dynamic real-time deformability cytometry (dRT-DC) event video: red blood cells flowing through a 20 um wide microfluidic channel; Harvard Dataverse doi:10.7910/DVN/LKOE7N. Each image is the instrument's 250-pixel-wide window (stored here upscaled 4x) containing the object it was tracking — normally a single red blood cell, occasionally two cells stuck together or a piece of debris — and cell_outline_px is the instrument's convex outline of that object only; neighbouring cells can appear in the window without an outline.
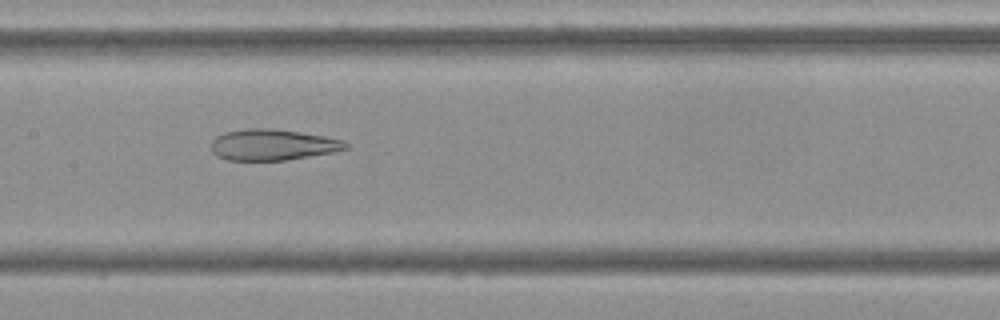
{"species": "Egyptian fruit bat (a non-hibernating species)", "species_latin": "Rousettus aegyptiacus", "temperature_condition": "cold", "stored_images_in_passage": 54, "camera_frame_rate_fps": 3000, "um_per_image_px": 0.085, "frame": {"image": 1, "passage_image": 26, "time_ms": 8.333, "image_size_px": [1000, 320], "cell_outline_px": [[348, 148], [332, 152], [284, 160], [228, 160], [216, 156], [212, 152], [212, 140], [216, 136], [224, 132], [248, 128], [272, 128], [324, 136], [344, 140], [348, 144]], "centroid_in_image_um": [23.14, 12.3], "position_along_channel_um": 184.3, "area_um2": 24.22}}
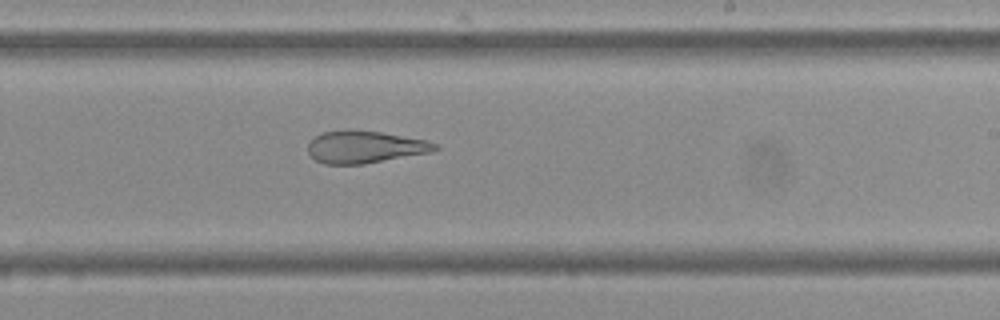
{"frame": {"image": 2, "passage_image": 32, "time_ms": 10.333, "image_size_px": [1000, 320], "cell_outline_px": [[440, 148], [428, 152], [364, 164], [324, 164], [316, 160], [308, 152], [308, 144], [316, 136], [324, 132], [380, 132], [428, 140], [440, 144]], "centroid_in_image_um": [31.06, 12.52], "position_along_channel_um": 257.9, "area_um2": 23.12}}
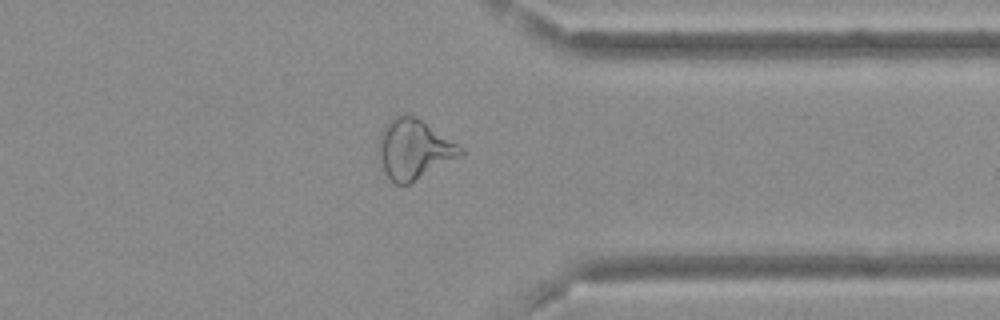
{"frame": {"image": 3, "passage_image": 42, "time_ms": 13.667, "image_size_px": [1000, 320], "cell_outline_px": [[464, 152], [460, 156], [408, 184], [396, 184], [384, 172], [376, 148], [380, 132], [388, 120], [396, 116], [408, 112], [416, 116], [464, 148]], "centroid_in_image_um": [35.14, 12.64], "position_along_channel_um": 376.3, "area_um2": 28.55}}